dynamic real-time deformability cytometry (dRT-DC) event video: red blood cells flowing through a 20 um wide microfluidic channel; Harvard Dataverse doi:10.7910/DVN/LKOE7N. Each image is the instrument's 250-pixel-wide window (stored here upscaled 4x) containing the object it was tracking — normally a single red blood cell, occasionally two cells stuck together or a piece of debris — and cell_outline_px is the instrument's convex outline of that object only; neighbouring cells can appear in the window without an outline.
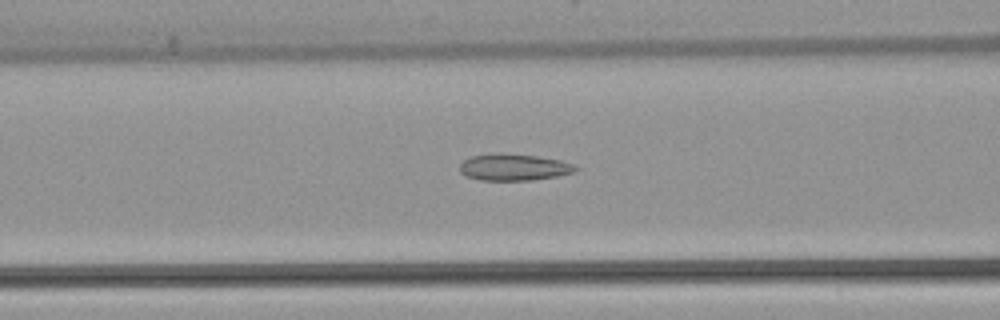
{"species": "common noctule bat (a hibernating species)", "species_latin": "Nyctalus noctula", "temperature_condition": "warm", "stored_images_in_passage": 27, "camera_frame_rate_fps": 3000, "um_per_image_px": 0.085, "animal": {"sex": "female", "body_mass_g": 22.7, "forearm_length_mm": 54.2}, "frame": {"image": 1, "passage_image": 5, "time_ms": 1.333, "image_size_px": [1000, 320], "cell_outline_px": [[580, 168], [576, 172], [556, 176], [532, 180], [480, 180], [464, 176], [460, 172], [460, 164], [468, 156], [492, 152], [500, 152], [536, 156], [560, 160], [572, 164]], "centroid_in_image_um": [43.63, 14.2], "position_along_channel_um": 123.0, "area_um2": 18.32}}
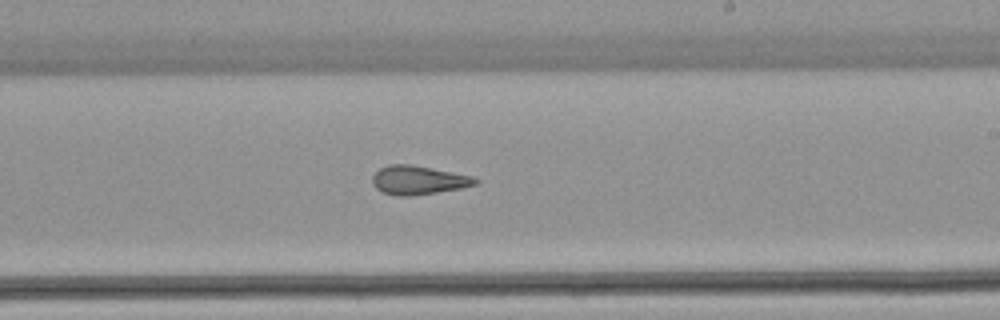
{"frame": {"image": 2, "passage_image": 15, "time_ms": 4.667, "image_size_px": [1000, 320], "cell_outline_px": [[480, 180], [476, 184], [460, 188], [412, 196], [396, 196], [384, 192], [376, 188], [372, 184], [372, 176], [380, 168], [388, 164], [412, 164], [472, 176]], "centroid_in_image_um": [35.53, 15.3], "position_along_channel_um": 253.5, "area_um2": 17.22}}
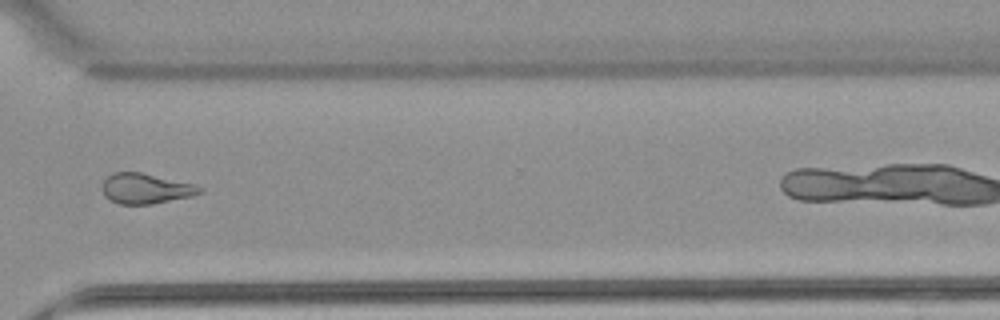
{"frame": {"image": 3, "passage_image": 23, "time_ms": 7.333, "image_size_px": [1000, 320], "cell_outline_px": [[204, 192], [192, 196], [152, 204], [120, 204], [104, 196], [104, 180], [112, 172], [140, 172], [192, 184], [204, 188]], "centroid_in_image_um": [12.41, 16.03], "position_along_channel_um": 358.2, "area_um2": 16.94}}